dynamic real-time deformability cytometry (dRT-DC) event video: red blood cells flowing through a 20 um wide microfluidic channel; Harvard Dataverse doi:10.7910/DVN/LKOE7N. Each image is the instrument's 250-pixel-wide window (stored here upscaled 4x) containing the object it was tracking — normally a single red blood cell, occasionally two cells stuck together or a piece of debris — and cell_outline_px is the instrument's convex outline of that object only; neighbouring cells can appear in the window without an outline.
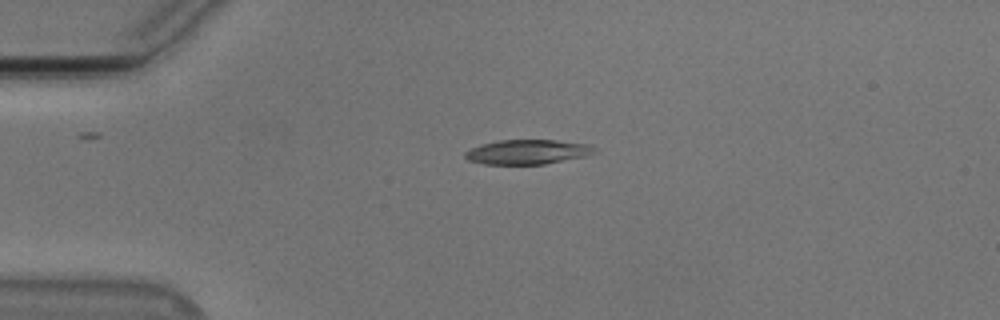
{"species": "Egyptian fruit bat (a non-hibernating species)", "species_latin": "Rousettus aegyptiacus", "temperature_condition": "cold", "stored_images_in_passage": 42, "camera_frame_rate_fps": 3000, "um_per_image_px": 0.085, "animal": {"sex": "male"}, "frame": {"image": 1, "passage_image": 1, "time_ms": 0.0, "image_size_px": [1000, 320], "cell_outline_px": [[596, 152], [588, 156], [544, 164], [484, 164], [468, 160], [464, 156], [464, 152], [472, 148], [484, 144], [500, 140], [556, 140], [592, 144], [596, 148]], "centroid_in_image_um": [44.91, 12.91], "position_along_channel_um": 40.1, "area_um2": 18.61}}
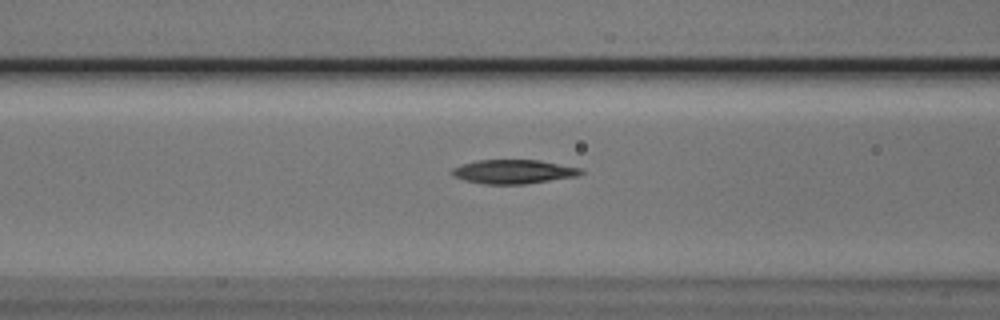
{"frame": {"image": 2, "passage_image": 10, "time_ms": 3.0, "image_size_px": [1000, 320], "cell_outline_px": [[584, 172], [576, 176], [524, 184], [484, 184], [464, 180], [452, 176], [448, 172], [452, 168], [464, 164], [480, 160], [540, 160], [580, 168]], "centroid_in_image_um": [43.6, 14.59], "position_along_channel_um": 123.0, "area_um2": 17.92}}
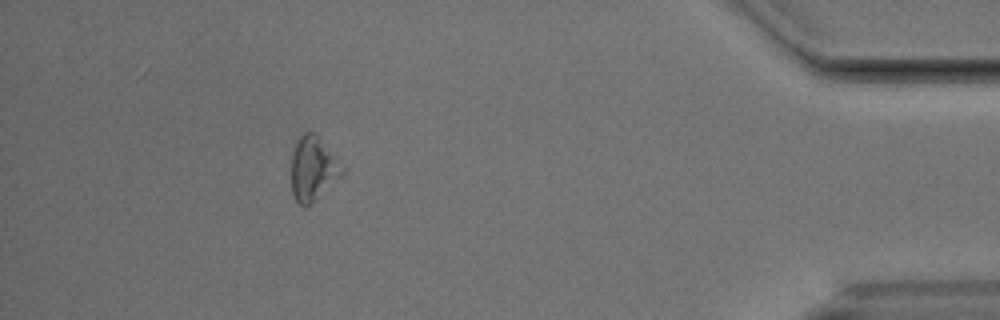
{"frame": {"image": 3, "passage_image": 37, "time_ms": 12.0, "image_size_px": [1000, 320], "cell_outline_px": [[344, 172], [312, 204], [304, 208], [296, 200], [292, 192], [292, 152], [296, 140], [304, 132], [312, 132], [316, 136], [344, 168]], "centroid_in_image_um": [26.56, 14.38], "position_along_channel_um": 408.6, "area_um2": 18.5}}